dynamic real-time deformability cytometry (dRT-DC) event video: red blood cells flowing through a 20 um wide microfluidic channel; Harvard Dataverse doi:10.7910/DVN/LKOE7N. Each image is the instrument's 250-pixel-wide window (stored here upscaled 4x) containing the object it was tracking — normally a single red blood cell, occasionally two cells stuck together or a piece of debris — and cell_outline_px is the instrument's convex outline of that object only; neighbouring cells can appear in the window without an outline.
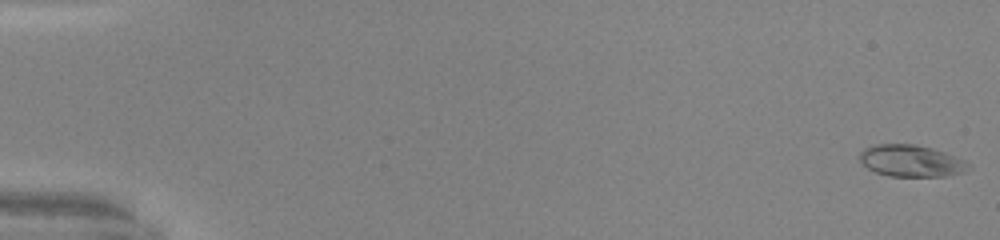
{"species": "common noctule bat (a hibernating species)", "species_latin": "Nyctalus noctula", "temperature_condition": "warm", "stored_images_in_passage": 50, "camera_frame_rate_fps": 3000, "um_per_image_px": 0.085, "animal": {"sex": "male", "body_mass_g": 20.0, "forearm_length_mm": 53.3}, "frame": {"image": 1, "passage_image": 1, "time_ms": 0.0, "image_size_px": [1000, 240], "cell_outline_px": [[968, 164], [964, 172], [944, 176], [888, 176], [876, 172], [868, 168], [860, 160], [860, 152], [864, 148], [876, 144], [916, 144], [932, 148], [944, 152], [964, 160]], "centroid_in_image_um": [77.41, 13.66], "position_along_channel_um": 7.6, "area_um2": 19.88}}
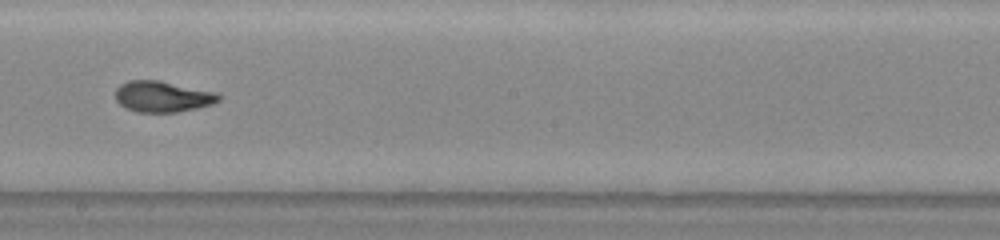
{"frame": {"image": 2, "passage_image": 30, "time_ms": 9.667, "image_size_px": [1000, 240], "cell_outline_px": [[220, 100], [212, 104], [196, 108], [176, 112], [136, 112], [124, 108], [116, 100], [116, 88], [120, 84], [128, 80], [160, 80], [216, 92], [220, 96]], "centroid_in_image_um": [13.79, 8.2], "position_along_channel_um": 234.4, "area_um2": 18.73}}
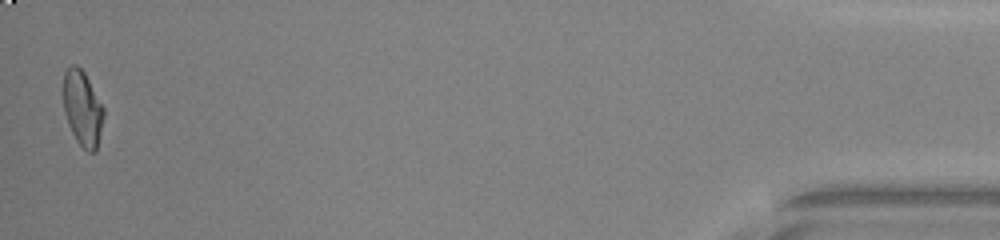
{"frame": {"image": 3, "passage_image": 50, "time_ms": 16.333, "image_size_px": [1000, 240], "cell_outline_px": [[104, 116], [96, 152], [88, 152], [76, 140], [68, 124], [64, 112], [64, 72], [72, 64], [76, 64], [84, 72], [104, 108]], "centroid_in_image_um": [7.02, 9.22], "position_along_channel_um": 428.2, "area_um2": 17.51}, "authors_computed_cell_mechanics": {"area_um2": 18.5249, "velocity_mm_per_s": 4.1803, "shape_relaxation_time_tau1_ms": 7.4074, "shape_relaxation_time_tau2_ms": 1.0784, "deformation_change_tau1": 0.2827, "deformation_change_tau2": 0.064}}